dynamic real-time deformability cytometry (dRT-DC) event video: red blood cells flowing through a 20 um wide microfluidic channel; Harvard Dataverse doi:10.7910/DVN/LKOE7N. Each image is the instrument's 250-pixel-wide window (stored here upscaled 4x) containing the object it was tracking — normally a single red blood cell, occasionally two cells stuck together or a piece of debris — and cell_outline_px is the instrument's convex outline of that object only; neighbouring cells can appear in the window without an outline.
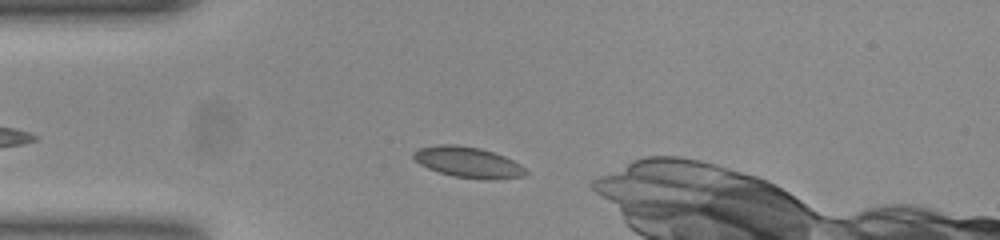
{"species": "common noctule bat (a hibernating species)", "species_latin": "Nyctalus noctula", "temperature_condition": "room temperature", "stored_images_in_passage": 41, "camera_frame_rate_fps": 3000, "um_per_image_px": 0.085, "animal": {"sex": "female", "body_mass_g": 23.0, "forearm_length_mm": 53.4}, "frame": {"image": 1, "passage_image": 2, "time_ms": 0.333, "image_size_px": [1000, 240], "cell_outline_px": [[528, 172], [520, 176], [456, 176], [440, 172], [428, 168], [420, 164], [412, 156], [412, 152], [420, 148], [440, 144], [456, 144], [480, 148], [504, 156], [520, 164]], "centroid_in_image_um": [39.67, 13.71], "position_along_channel_um": 45.3, "area_um2": 18.84}}
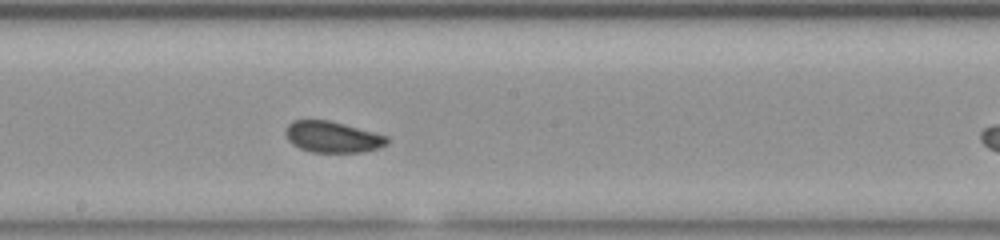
{"frame": {"image": 2, "passage_image": 17, "time_ms": 5.333, "image_size_px": [1000, 240], "cell_outline_px": [[388, 144], [380, 148], [360, 152], [312, 152], [300, 148], [292, 144], [288, 140], [284, 132], [284, 128], [292, 120], [328, 120], [344, 124], [388, 136]], "centroid_in_image_um": [28.24, 11.64], "position_along_channel_um": 220.0, "area_um2": 18.5}}
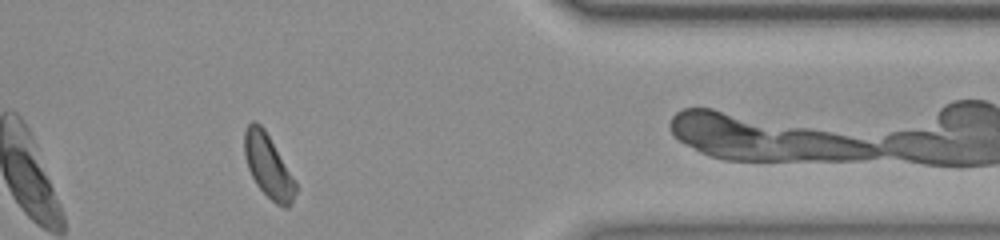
{"frame": {"image": 3, "passage_image": 32, "time_ms": 10.333, "image_size_px": [1000, 240], "cell_outline_px": [[296, 192], [288, 208], [284, 208], [276, 204], [256, 184], [248, 168], [244, 156], [244, 132], [248, 124], [252, 120], [256, 120], [264, 128], [296, 184]], "centroid_in_image_um": [22.76, 14.09], "position_along_channel_um": 388.6, "area_um2": 18.44}, "authors_computed_cell_mechanics": {"area_um2": 18.5538, "velocity_mm_per_s": 3.8211, "shape_relaxation_time_tau1_ms": 2.1803, "shape_relaxation_time_tau2_ms": 3.6869, "deformation_change_tau1": 0.0604, "deformation_change_tau2": 0.0585}}